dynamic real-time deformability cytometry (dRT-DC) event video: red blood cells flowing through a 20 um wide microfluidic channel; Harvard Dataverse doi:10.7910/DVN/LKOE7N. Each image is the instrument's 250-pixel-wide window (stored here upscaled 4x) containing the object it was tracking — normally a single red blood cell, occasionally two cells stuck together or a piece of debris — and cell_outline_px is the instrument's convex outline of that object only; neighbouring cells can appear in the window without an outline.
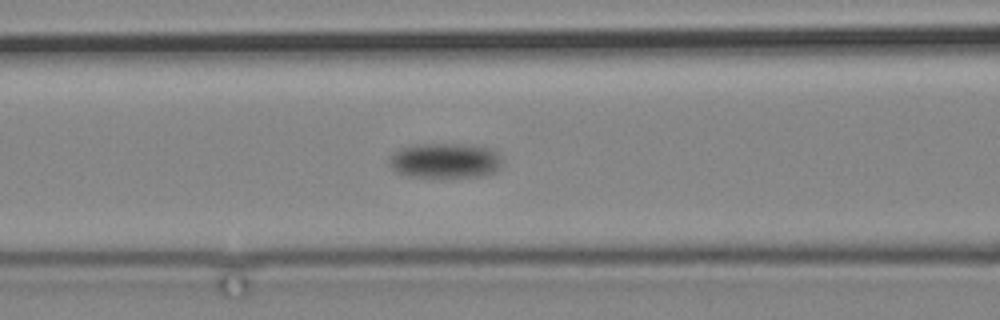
{"species": "common noctule bat (a hibernating species)", "species_latin": "Nyctalus noctula", "temperature_condition": "cold", "stored_images_in_passage": 15, "camera_frame_rate_fps": 3000, "um_per_image_px": 0.085, "animal": {"sex": "male", "body_mass_g": 19.2, "forearm_length_mm": 51.8}, "frame": {"image": 1, "passage_image": 15, "time_ms": 17.333, "image_size_px": [1000, 320], "cell_outline_px": [[500, 168], [496, 172], [484, 176], [408, 176], [396, 172], [388, 164], [388, 160], [400, 148], [416, 144], [484, 144], [492, 148], [500, 156]], "centroid_in_image_um": [37.88, 13.62], "position_along_channel_um": 128.7, "area_um2": 23.24}}